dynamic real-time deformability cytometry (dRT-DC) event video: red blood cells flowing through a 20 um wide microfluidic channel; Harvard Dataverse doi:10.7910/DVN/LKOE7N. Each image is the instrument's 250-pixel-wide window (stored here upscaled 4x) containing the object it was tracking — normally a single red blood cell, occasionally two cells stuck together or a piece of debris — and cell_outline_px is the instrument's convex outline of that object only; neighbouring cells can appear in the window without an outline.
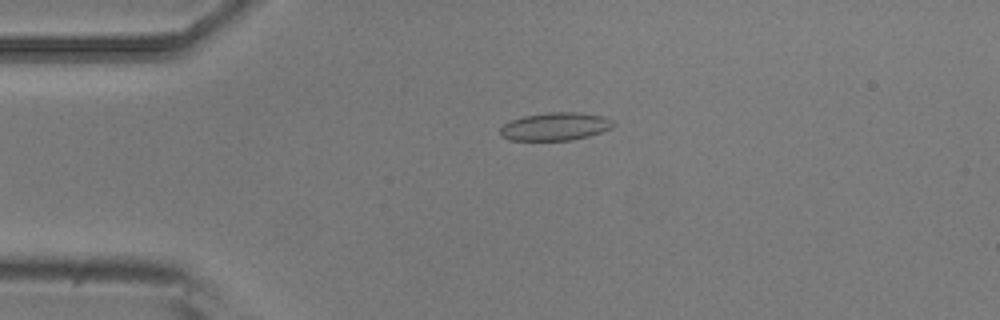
{"species": "common noctule bat (a hibernating species)", "species_latin": "Nyctalus noctula", "temperature_condition": "room temperature", "stored_images_in_passage": 4, "camera_frame_rate_fps": 3000, "um_per_image_px": 0.085, "animal": {"sex": "male", "body_mass_g": 20.5, "forearm_length_mm": 52.5}, "frame": {"image": 1, "passage_image": 4, "time_ms": 1.0, "image_size_px": [1000, 320], "cell_outline_px": [[616, 124], [612, 128], [588, 136], [572, 140], [508, 140], [500, 136], [500, 128], [504, 124], [512, 120], [524, 116], [548, 112], [576, 112], [600, 116], [612, 120]], "centroid_in_image_um": [47.18, 10.76], "position_along_channel_um": 37.8, "area_um2": 18.32}}